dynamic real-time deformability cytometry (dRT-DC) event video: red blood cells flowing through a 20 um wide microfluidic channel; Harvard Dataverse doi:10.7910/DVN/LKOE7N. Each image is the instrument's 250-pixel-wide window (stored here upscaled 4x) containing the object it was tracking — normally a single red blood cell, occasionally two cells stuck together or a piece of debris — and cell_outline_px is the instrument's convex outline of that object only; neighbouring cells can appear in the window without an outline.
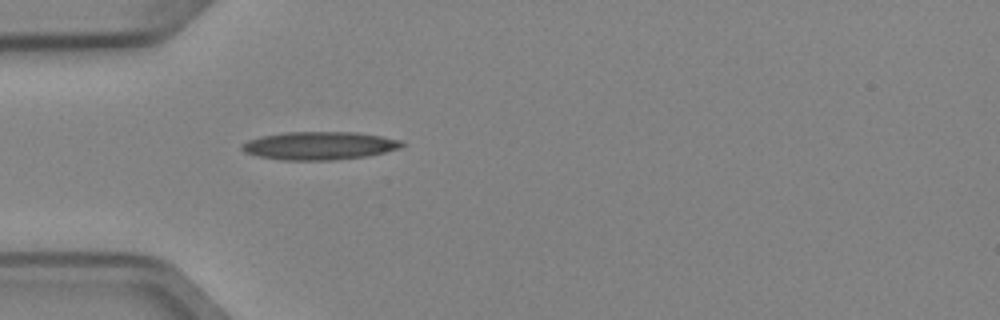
{"species": "Egyptian fruit bat (a non-hibernating species)", "species_latin": "Rousettus aegyptiacus", "temperature_condition": "cold", "stored_images_in_passage": 37, "camera_frame_rate_fps": 3000, "um_per_image_px": 0.085, "animal": {"sex": "female"}, "frame": {"image": 1, "passage_image": 1, "time_ms": 0.0, "image_size_px": [1000, 320], "cell_outline_px": [[404, 144], [400, 148], [368, 156], [332, 160], [280, 160], [256, 156], [244, 152], [240, 148], [240, 144], [248, 140], [260, 136], [288, 132], [356, 132], [380, 136], [400, 140]], "centroid_in_image_um": [27.09, 12.39], "position_along_channel_um": 57.9, "area_um2": 26.24}}
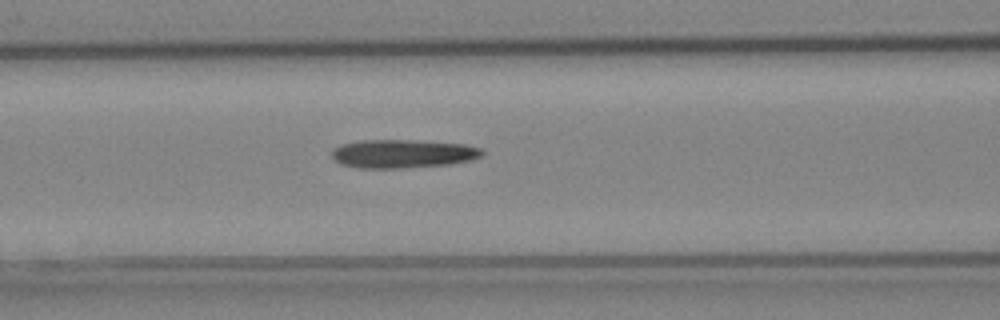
{"frame": {"image": 2, "passage_image": 7, "time_ms": 2.0, "image_size_px": [1000, 320], "cell_outline_px": [[484, 152], [480, 156], [472, 160], [448, 164], [400, 168], [360, 168], [340, 164], [332, 156], [332, 152], [336, 148], [344, 144], [364, 140], [412, 140], [464, 144], [480, 148]], "centroid_in_image_um": [34.25, 13.07], "position_along_channel_um": 132.3, "area_um2": 24.62}}
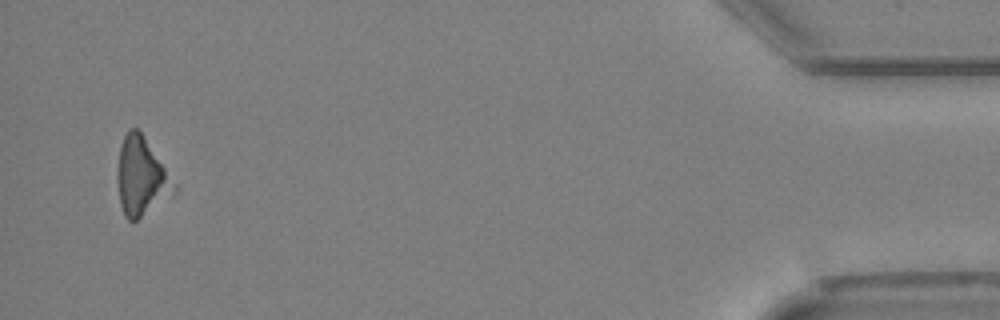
{"frame": {"image": 3, "passage_image": 35, "time_ms": 11.333, "image_size_px": [1000, 320], "cell_outline_px": [[180, 188], [172, 196], [136, 220], [128, 220], [124, 216], [120, 204], [116, 176], [116, 168], [120, 148], [124, 136], [128, 128], [136, 128], [140, 132]], "centroid_in_image_um": [12.01, 15.05], "position_along_channel_um": 423.2, "area_um2": 25.89}, "authors_computed_cell_mechanics": {"area_um2": 24.1604, "velocity_mm_per_s": 3.9995, "shape_relaxation_time_tau1_ms": 5.9596, "shape_relaxation_time_tau2_ms": null, "deformation_change_tau1": 0.1507, "deformation_change_tau2": null}}